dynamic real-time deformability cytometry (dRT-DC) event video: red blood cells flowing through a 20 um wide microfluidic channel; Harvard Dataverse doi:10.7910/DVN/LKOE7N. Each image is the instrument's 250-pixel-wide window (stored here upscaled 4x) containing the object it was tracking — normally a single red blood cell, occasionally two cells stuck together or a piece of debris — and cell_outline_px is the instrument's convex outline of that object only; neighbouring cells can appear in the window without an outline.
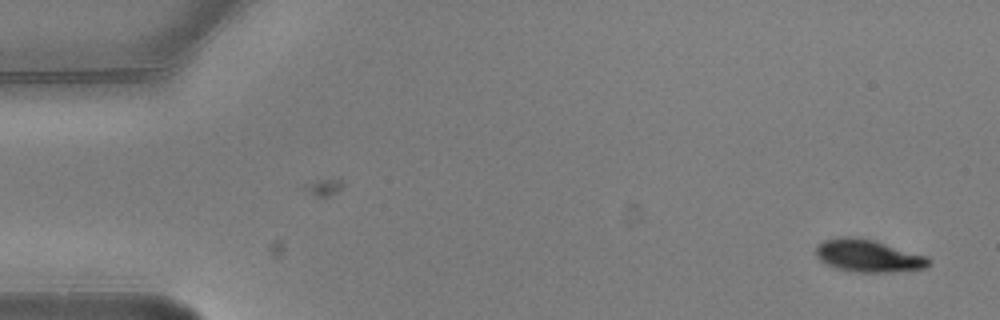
{"species": "common noctule bat (a hibernating species)", "species_latin": "Nyctalus noctula", "temperature_condition": "warm", "stored_images_in_passage": 5, "camera_frame_rate_fps": 3000, "um_per_image_px": 0.085, "animal": {"sex": "male", "body_mass_g": 20.5, "forearm_length_mm": 52.5}, "frame": {"image": 1, "passage_image": 1, "time_ms": 0.0, "image_size_px": [1000, 320], "cell_outline_px": [[932, 260], [924, 268], [892, 272], [852, 272], [836, 268], [820, 260], [816, 256], [816, 244], [824, 240], [840, 236], [852, 236], [872, 240], [924, 256]], "centroid_in_image_um": [73.72, 21.74], "position_along_channel_um": 11.3, "area_um2": 21.04}}
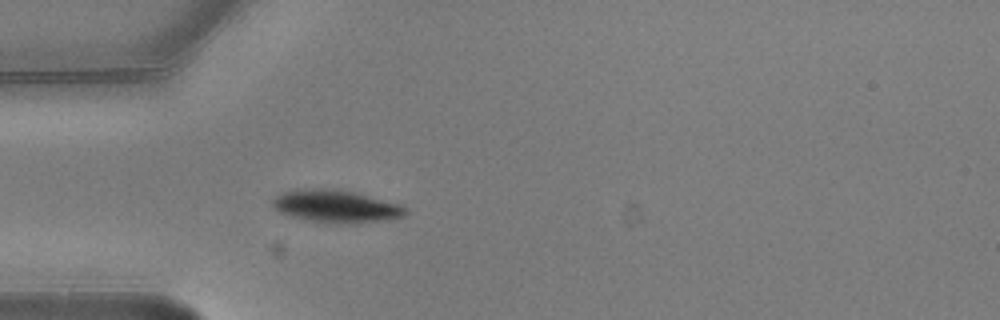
{"frame": {"image": 2, "passage_image": 5, "time_ms": 1.333, "image_size_px": [1000, 320], "cell_outline_px": [[408, 212], [404, 216], [384, 220], [356, 224], [340, 224], [304, 220], [280, 212], [272, 204], [272, 200], [276, 196], [284, 192], [300, 188], [340, 188], [404, 204]], "centroid_in_image_um": [28.62, 17.52], "position_along_channel_um": 56.4, "area_um2": 25.84}}